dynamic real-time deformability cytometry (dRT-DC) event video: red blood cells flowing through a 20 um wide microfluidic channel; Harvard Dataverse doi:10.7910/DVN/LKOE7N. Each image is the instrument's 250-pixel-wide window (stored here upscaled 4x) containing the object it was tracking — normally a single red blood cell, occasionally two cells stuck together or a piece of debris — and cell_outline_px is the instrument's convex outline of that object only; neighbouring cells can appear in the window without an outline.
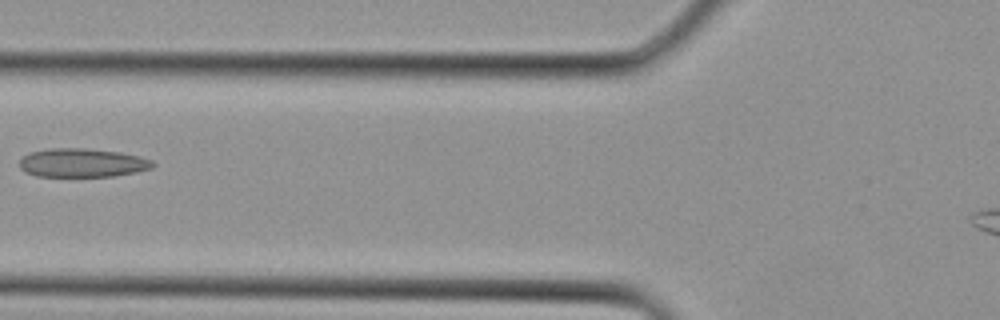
{"species": "Egyptian fruit bat (a non-hibernating species)", "species_latin": "Rousettus aegyptiacus", "temperature_condition": "cold", "stored_images_in_passage": 4, "camera_frame_rate_fps": 3000, "um_per_image_px": 0.085, "animal": {"sex": "female"}, "frame": {"image": 1, "passage_image": 4, "time_ms": 1.0, "image_size_px": [1000, 320], "cell_outline_px": [[156, 164], [152, 168], [136, 172], [116, 176], [36, 176], [24, 172], [20, 168], [20, 160], [28, 152], [52, 148], [84, 148], [120, 152], [140, 156], [152, 160]], "centroid_in_image_um": [7.0, 13.84], "position_along_channel_um": 118.8, "area_um2": 22.43}}